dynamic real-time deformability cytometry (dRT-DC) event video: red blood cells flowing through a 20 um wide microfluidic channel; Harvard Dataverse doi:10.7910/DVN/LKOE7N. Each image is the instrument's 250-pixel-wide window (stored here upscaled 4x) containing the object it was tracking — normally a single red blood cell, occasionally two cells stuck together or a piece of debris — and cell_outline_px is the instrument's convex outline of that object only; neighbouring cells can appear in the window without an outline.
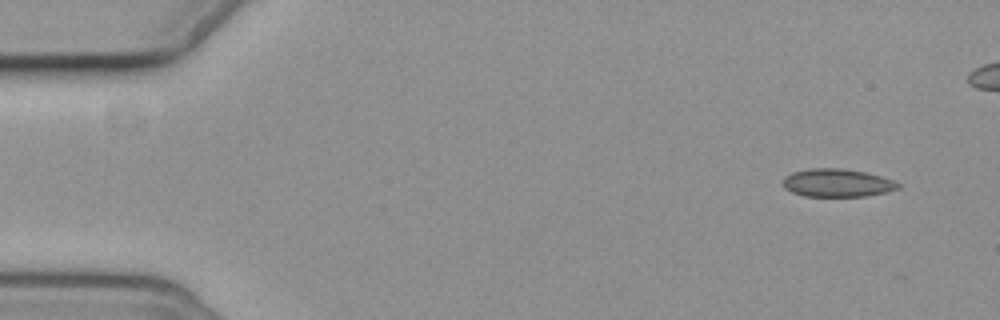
{"species": "common noctule bat (a hibernating species)", "species_latin": "Nyctalus noctula", "temperature_condition": "cold", "stored_images_in_passage": 3, "camera_frame_rate_fps": 3000, "um_per_image_px": 0.085, "animal": {"sex": "female", "body_mass_g": 19.3, "forearm_length_mm": 54.1}, "frame": {"image": 1, "passage_image": 1, "time_ms": 0.0, "image_size_px": [1000, 320], "cell_outline_px": [[900, 188], [884, 192], [864, 196], [804, 196], [792, 192], [784, 188], [784, 176], [792, 172], [808, 168], [840, 168], [864, 172], [880, 176], [892, 180], [900, 184]], "centroid_in_image_um": [71.12, 15.54], "position_along_channel_um": 13.9, "area_um2": 18.67}}